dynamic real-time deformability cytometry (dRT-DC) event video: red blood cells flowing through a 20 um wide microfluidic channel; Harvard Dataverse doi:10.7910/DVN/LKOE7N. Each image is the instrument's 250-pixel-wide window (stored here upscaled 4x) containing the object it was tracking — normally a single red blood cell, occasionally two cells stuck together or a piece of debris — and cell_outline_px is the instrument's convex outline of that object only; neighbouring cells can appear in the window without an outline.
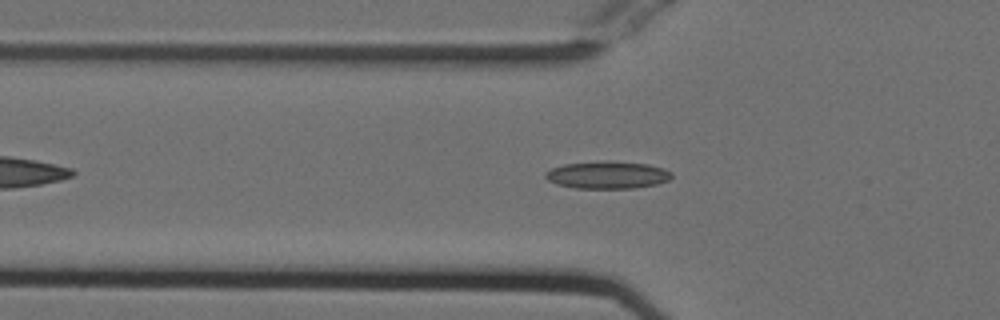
{"species": "Egyptian fruit bat (a non-hibernating species)", "species_latin": "Rousettus aegyptiacus", "temperature_condition": "cold", "stored_images_in_passage": 45, "camera_frame_rate_fps": 3000, "um_per_image_px": 0.085, "animal": {"sex": "female"}, "frame": {"image": 1, "passage_image": 10, "time_ms": 3.0, "image_size_px": [1000, 320], "cell_outline_px": [[672, 176], [668, 180], [656, 184], [636, 188], [576, 188], [556, 184], [548, 180], [544, 176], [544, 172], [552, 168], [564, 164], [608, 160], [648, 164], [664, 168], [672, 172]], "centroid_in_image_um": [51.63, 14.86], "position_along_channel_um": 74.2, "area_um2": 20.29}}
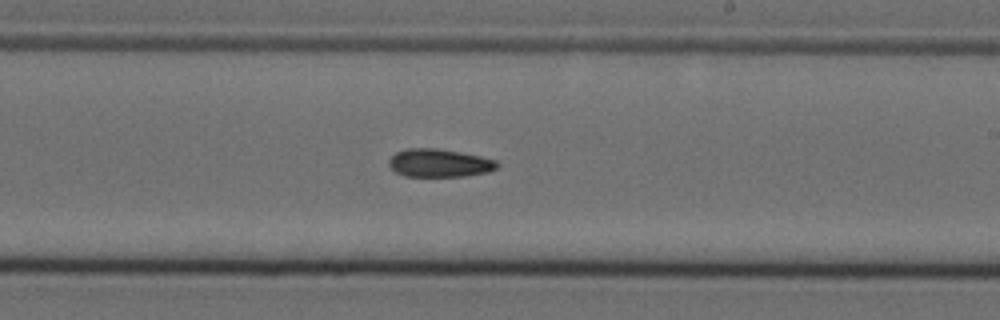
{"frame": {"image": 2, "passage_image": 24, "time_ms": 7.667, "image_size_px": [1000, 320], "cell_outline_px": [[500, 164], [496, 168], [488, 172], [464, 176], [404, 176], [396, 172], [388, 164], [388, 160], [396, 152], [404, 148], [436, 148], [460, 152], [480, 156], [496, 160]], "centroid_in_image_um": [37.33, 13.85], "position_along_channel_um": 251.7, "area_um2": 17.74}}
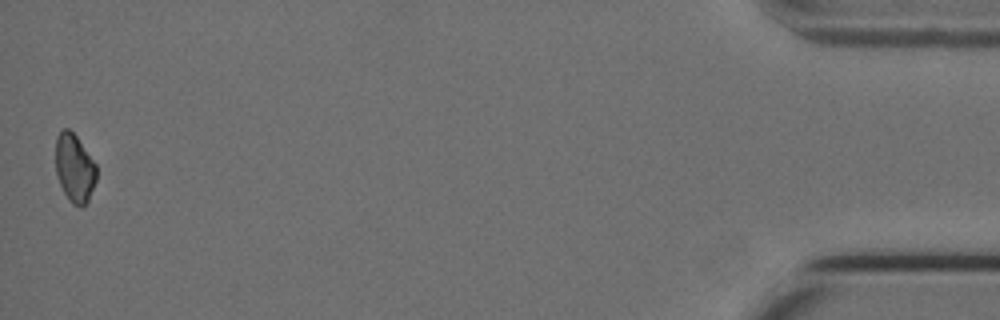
{"frame": {"image": 3, "passage_image": 45, "time_ms": 14.667, "image_size_px": [1000, 320], "cell_outline_px": [[96, 180], [88, 200], [80, 208], [72, 204], [68, 200], [60, 184], [56, 172], [56, 136], [64, 128], [68, 128], [76, 136], [96, 164]], "centroid_in_image_um": [6.33, 14.3], "position_along_channel_um": 428.9, "area_um2": 16.13}}